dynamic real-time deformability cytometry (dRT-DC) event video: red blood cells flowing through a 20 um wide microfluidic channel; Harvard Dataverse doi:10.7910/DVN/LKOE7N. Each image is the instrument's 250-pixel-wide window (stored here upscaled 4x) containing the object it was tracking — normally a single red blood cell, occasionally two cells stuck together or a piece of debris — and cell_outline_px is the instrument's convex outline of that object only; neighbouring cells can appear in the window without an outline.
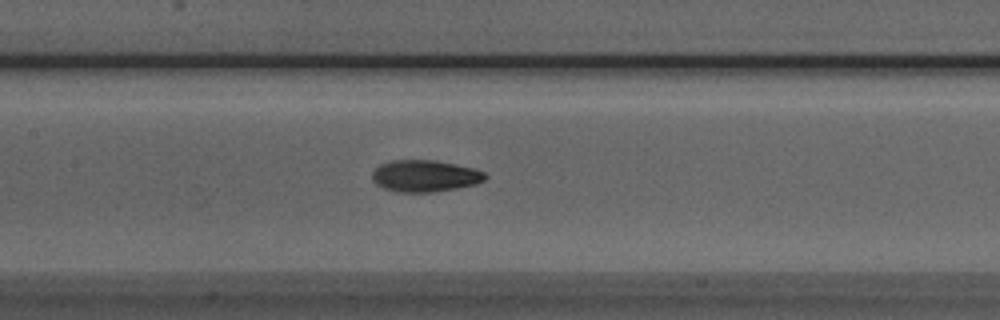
{"species": "Egyptian fruit bat (a non-hibernating species)", "species_latin": "Rousettus aegyptiacus", "temperature_condition": "room temperature", "stored_images_in_passage": 35, "camera_frame_rate_fps": 3000, "um_per_image_px": 0.085, "animal": {"sex": "male"}, "frame": {"image": 1, "passage_image": 15, "time_ms": 4.667, "image_size_px": [1000, 320], "cell_outline_px": [[488, 176], [484, 180], [476, 184], [456, 188], [432, 192], [396, 192], [384, 188], [376, 184], [372, 180], [372, 172], [380, 164], [392, 160], [436, 160], [456, 164], [472, 168], [484, 172]], "centroid_in_image_um": [36.1, 14.95], "position_along_channel_um": 171.3, "area_um2": 20.92}}
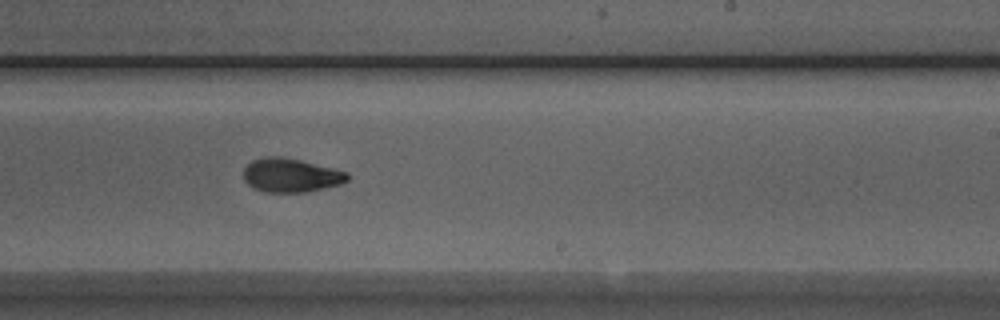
{"frame": {"image": 2, "passage_image": 22, "time_ms": 7.0, "image_size_px": [1000, 320], "cell_outline_px": [[348, 180], [340, 184], [308, 192], [264, 192], [252, 188], [244, 180], [244, 168], [252, 160], [268, 156], [276, 156], [300, 160], [348, 172]], "centroid_in_image_um": [24.7, 14.91], "position_along_channel_um": 264.3, "area_um2": 20.4}}
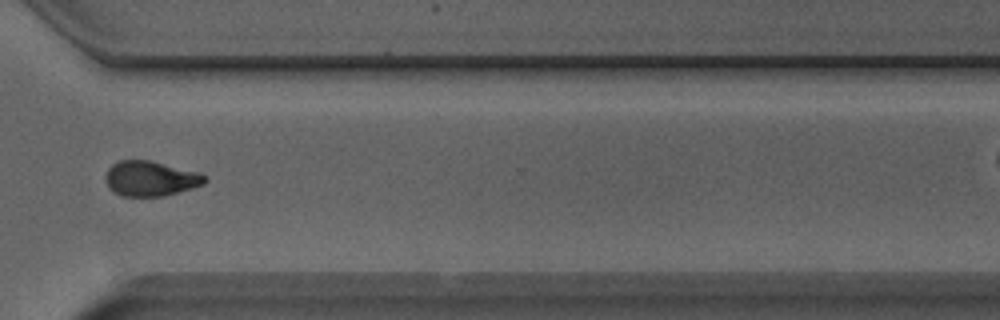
{"frame": {"image": 3, "passage_image": 29, "time_ms": 9.333, "image_size_px": [1000, 320], "cell_outline_px": [[208, 180], [204, 184], [192, 188], [164, 196], [124, 196], [116, 192], [108, 184], [104, 176], [108, 168], [112, 164], [120, 160], [152, 160], [200, 172], [208, 176]], "centroid_in_image_um": [12.85, 15.15], "position_along_channel_um": 357.7, "area_um2": 20.4}, "authors_computed_cell_mechanics": {"area_um2": 20.6924, "velocity_mm_per_s": 3.999, "shape_relaxation_time_tau1_ms": 4.1111, "shape_relaxation_time_tau2_ms": 2.7651, "deformation_change_tau1": 0.1476, "deformation_change_tau2": 0.0806}}